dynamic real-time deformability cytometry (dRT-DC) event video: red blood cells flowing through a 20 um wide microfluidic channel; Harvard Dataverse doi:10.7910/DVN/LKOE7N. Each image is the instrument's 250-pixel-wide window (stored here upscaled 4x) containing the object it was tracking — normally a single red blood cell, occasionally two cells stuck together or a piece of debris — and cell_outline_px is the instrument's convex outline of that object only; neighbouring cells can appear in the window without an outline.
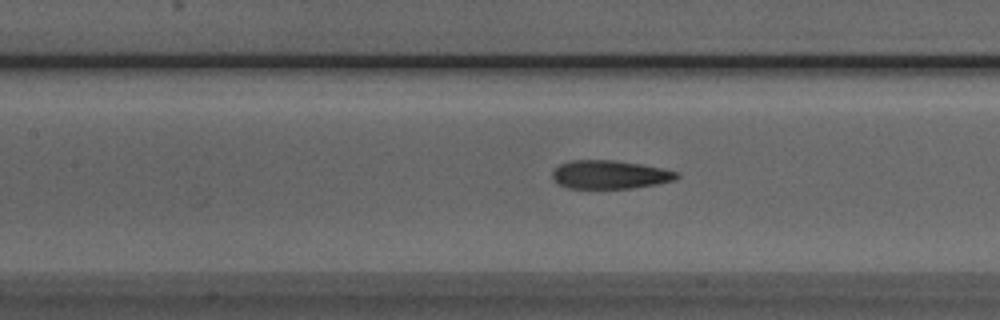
{"species": "Egyptian fruit bat (a non-hibernating species)", "species_latin": "Rousettus aegyptiacus", "temperature_condition": "room temperature", "stored_images_in_passage": 36, "camera_frame_rate_fps": 3000, "um_per_image_px": 0.085, "animal": {"sex": "male"}, "frame": {"image": 1, "passage_image": 7, "time_ms": 2.0, "image_size_px": [1000, 320], "cell_outline_px": [[680, 176], [676, 180], [656, 184], [632, 188], [568, 188], [556, 184], [552, 180], [552, 168], [560, 164], [572, 160], [616, 160], [640, 164], [660, 168], [676, 172]], "centroid_in_image_um": [51.77, 14.84], "position_along_channel_um": 155.6, "area_um2": 20.75}}
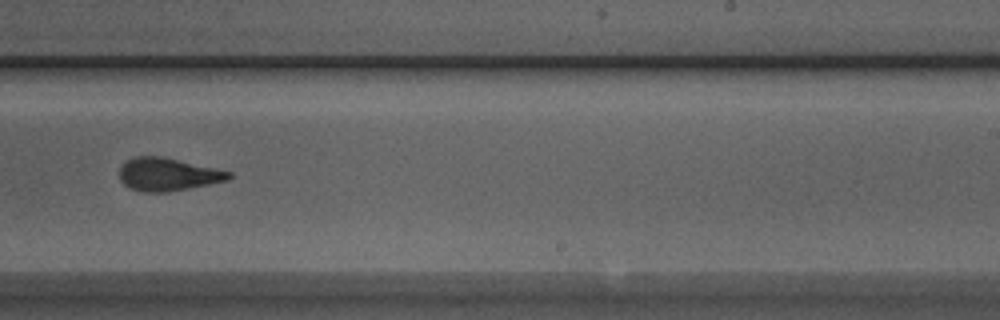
{"frame": {"image": 2, "passage_image": 16, "time_ms": 5.0, "image_size_px": [1000, 320], "cell_outline_px": [[232, 176], [228, 180], [168, 192], [144, 192], [128, 188], [120, 180], [120, 168], [128, 160], [136, 156], [160, 156], [232, 172]], "centroid_in_image_um": [14.24, 14.83], "position_along_channel_um": 274.8, "area_um2": 20.69}}
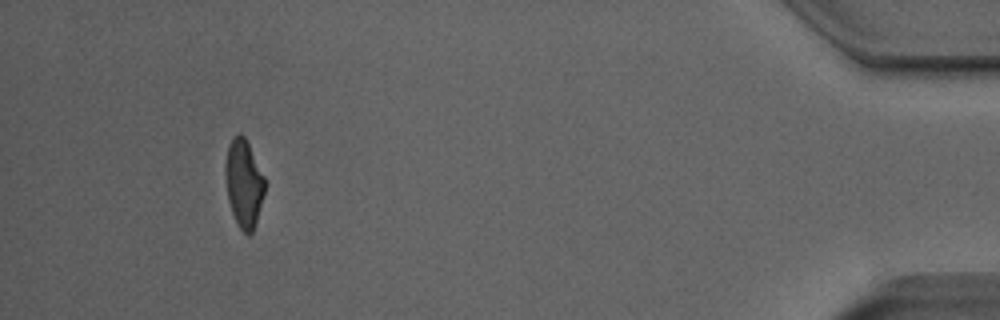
{"frame": {"image": 3, "passage_image": 32, "time_ms": 10.333, "image_size_px": [1000, 320], "cell_outline_px": [[264, 196], [256, 224], [252, 232], [248, 236], [240, 228], [232, 212], [228, 200], [224, 172], [224, 164], [228, 148], [232, 136], [240, 132], [244, 136], [264, 176]], "centroid_in_image_um": [20.71, 15.58], "position_along_channel_um": 414.5, "area_um2": 20.17}}